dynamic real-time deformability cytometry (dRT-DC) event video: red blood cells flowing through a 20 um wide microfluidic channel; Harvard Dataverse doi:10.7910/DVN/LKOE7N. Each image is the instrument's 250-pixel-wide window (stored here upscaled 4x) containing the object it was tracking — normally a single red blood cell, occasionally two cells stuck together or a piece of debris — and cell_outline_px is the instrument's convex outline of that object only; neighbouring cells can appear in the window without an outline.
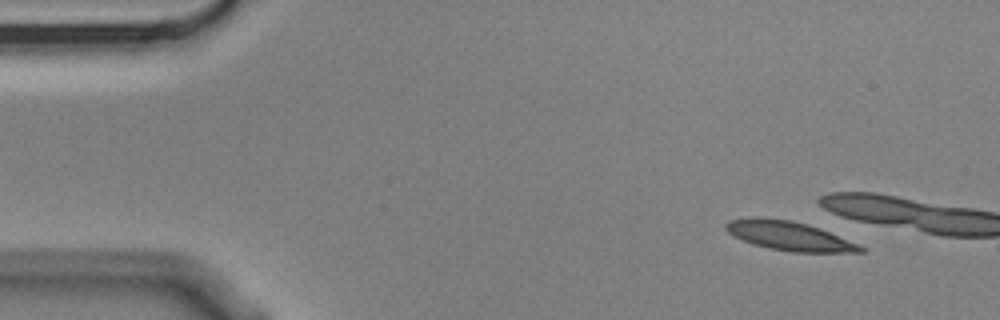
{"species": "Egyptian fruit bat (a non-hibernating species)", "species_latin": "Rousettus aegyptiacus", "temperature_condition": "cold", "stored_images_in_passage": 4, "camera_frame_rate_fps": 3000, "um_per_image_px": 0.085, "animal": {"sex": "male"}, "frame": {"image": 1, "passage_image": 1, "time_ms": 0.0, "image_size_px": [1000, 320], "cell_outline_px": [[868, 248], [864, 252], [792, 252], [768, 248], [752, 244], [728, 232], [724, 228], [724, 224], [728, 220], [756, 216], [760, 216], [792, 220], [808, 224], [820, 228], [860, 244]], "centroid_in_image_um": [67.1, 20.04], "position_along_channel_um": 17.9, "area_um2": 23.18}}